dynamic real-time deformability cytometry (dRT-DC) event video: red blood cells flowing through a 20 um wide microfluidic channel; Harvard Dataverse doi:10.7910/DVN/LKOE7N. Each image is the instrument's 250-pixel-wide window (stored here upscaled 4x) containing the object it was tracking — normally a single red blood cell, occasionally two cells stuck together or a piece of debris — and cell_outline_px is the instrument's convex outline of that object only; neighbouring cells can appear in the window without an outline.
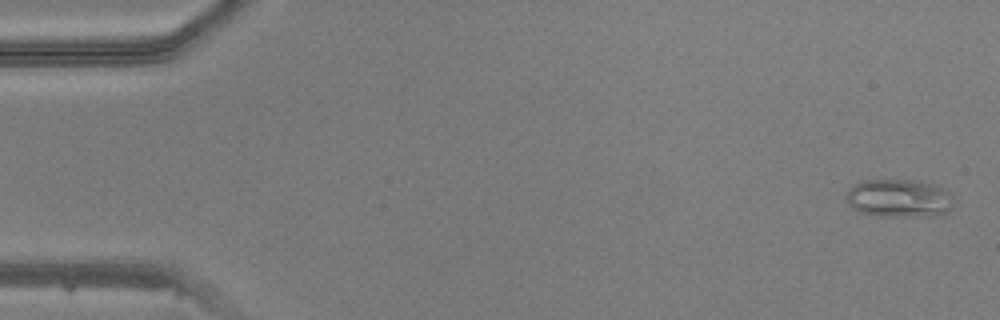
{"species": "common noctule bat (a hibernating species)", "species_latin": "Nyctalus noctula", "temperature_condition": "warm", "stored_images_in_passage": 49, "camera_frame_rate_fps": 3000, "um_per_image_px": 0.085, "animal": {"sex": "male", "body_mass_g": 20.5, "forearm_length_mm": 52.5}, "frame": {"image": 1, "passage_image": 2, "time_ms": 0.333, "image_size_px": [1000, 320], "cell_outline_px": [[952, 208], [948, 212], [940, 216], [876, 216], [860, 212], [852, 208], [848, 204], [848, 188], [864, 180], [912, 180], [932, 184], [948, 192], [952, 196]], "centroid_in_image_um": [76.43, 16.87], "position_along_channel_um": 8.6, "area_um2": 23.81}}
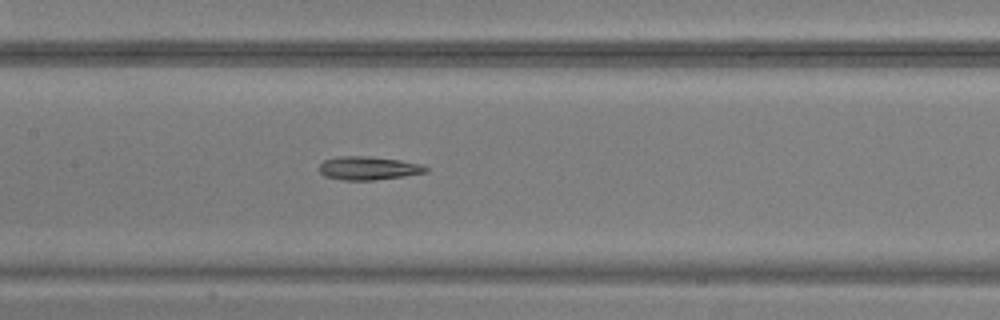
{"frame": {"image": 2, "passage_image": 24, "time_ms": 7.667, "image_size_px": [1000, 320], "cell_outline_px": [[428, 172], [372, 180], [344, 180], [324, 176], [320, 172], [320, 164], [324, 160], [340, 156], [364, 156], [400, 160], [424, 164], [428, 168]], "centroid_in_image_um": [31.32, 14.29], "position_along_channel_um": 176.1, "area_um2": 14.39}}
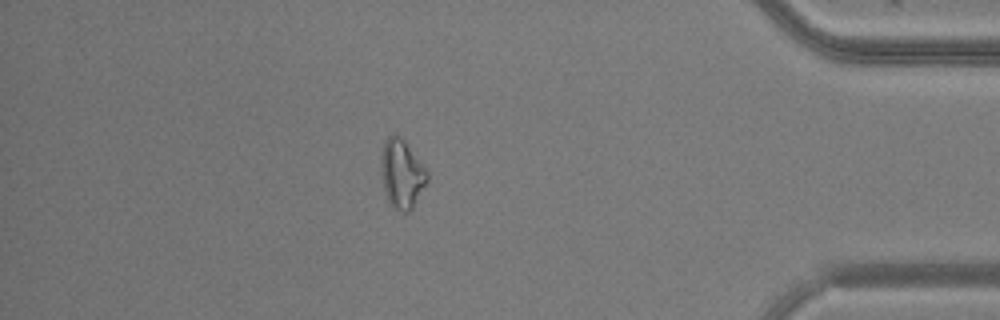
{"frame": {"image": 3, "passage_image": 43, "time_ms": 14.0, "image_size_px": [1000, 320], "cell_outline_px": [[428, 180], [412, 208], [408, 212], [404, 212], [392, 208], [388, 200], [384, 188], [380, 164], [380, 156], [384, 140], [388, 136], [400, 136], [404, 140], [428, 172]], "centroid_in_image_um": [34.13, 14.78], "position_along_channel_um": 401.1, "area_um2": 18.32}}